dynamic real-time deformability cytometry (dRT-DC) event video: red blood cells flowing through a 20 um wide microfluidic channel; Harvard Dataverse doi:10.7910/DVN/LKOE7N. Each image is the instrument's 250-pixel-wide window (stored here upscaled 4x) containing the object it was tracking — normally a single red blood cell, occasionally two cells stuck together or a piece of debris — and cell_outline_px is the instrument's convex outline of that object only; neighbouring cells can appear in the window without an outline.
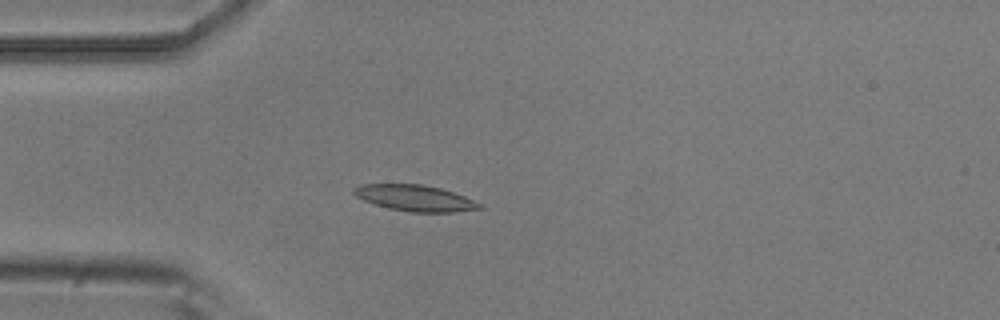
{"species": "common noctule bat (a hibernating species)", "species_latin": "Nyctalus noctula", "temperature_condition": "room temperature", "stored_images_in_passage": 5, "camera_frame_rate_fps": 3000, "um_per_image_px": 0.085, "animal": {"sex": "male", "body_mass_g": 20.5, "forearm_length_mm": 52.5}, "frame": {"image": 1, "passage_image": 5, "time_ms": 1.333, "image_size_px": [1000, 320], "cell_outline_px": [[484, 208], [452, 212], [412, 212], [388, 208], [364, 200], [356, 196], [352, 192], [352, 188], [360, 184], [420, 184], [440, 188], [464, 196], [484, 204]], "centroid_in_image_um": [35.29, 16.83], "position_along_channel_um": 49.7, "area_um2": 19.07}}